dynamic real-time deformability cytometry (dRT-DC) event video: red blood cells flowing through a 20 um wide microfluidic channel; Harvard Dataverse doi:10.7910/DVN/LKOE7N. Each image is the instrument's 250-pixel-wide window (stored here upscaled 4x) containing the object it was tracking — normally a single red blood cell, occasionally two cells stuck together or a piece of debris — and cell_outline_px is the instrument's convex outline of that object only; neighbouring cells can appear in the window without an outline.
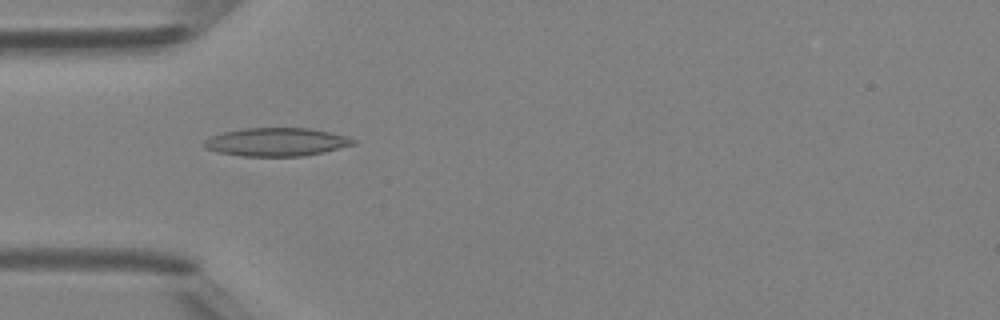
{"species": "Egyptian fruit bat (a non-hibernating species)", "species_latin": "Rousettus aegyptiacus", "temperature_condition": "room temperature", "stored_images_in_passage": 40, "camera_frame_rate_fps": 3000, "um_per_image_px": 0.085, "animal": {"sex": "female"}, "frame": {"image": 1, "passage_image": 7, "time_ms": 2.0, "image_size_px": [1000, 320], "cell_outline_px": [[356, 144], [324, 152], [304, 156], [244, 156], [216, 152], [204, 148], [204, 140], [212, 136], [224, 132], [244, 128], [312, 128], [348, 136], [356, 140]], "centroid_in_image_um": [23.53, 12.07], "position_along_channel_um": 61.5, "area_um2": 24.68}}
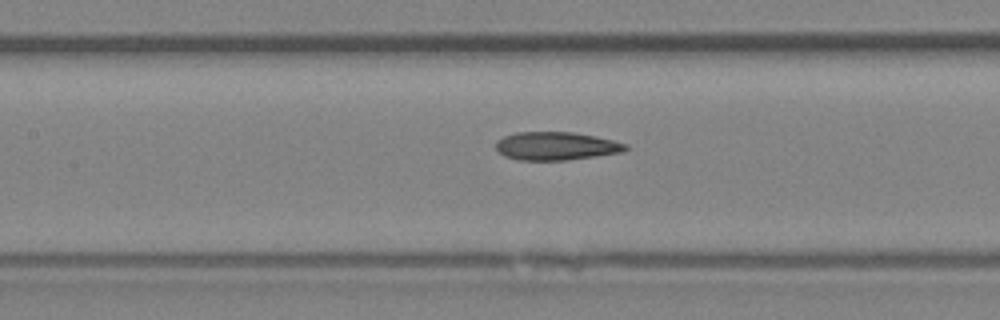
{"frame": {"image": 2, "passage_image": 14, "time_ms": 4.333, "image_size_px": [1000, 320], "cell_outline_px": [[628, 148], [624, 152], [568, 160], [516, 160], [504, 156], [496, 148], [496, 140], [504, 136], [516, 132], [572, 132], [596, 136], [628, 144]], "centroid_in_image_um": [47.27, 12.41], "position_along_channel_um": 160.1, "area_um2": 21.44}}
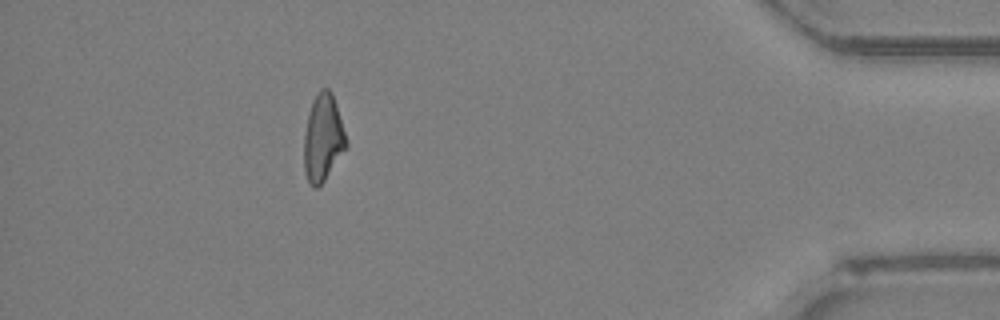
{"frame": {"image": 3, "passage_image": 35, "time_ms": 11.333, "image_size_px": [1000, 320], "cell_outline_px": [[348, 148], [324, 180], [316, 188], [308, 180], [304, 172], [304, 132], [308, 112], [312, 100], [320, 88], [328, 88], [332, 92], [348, 140]], "centroid_in_image_um": [27.47, 11.69], "position_along_channel_um": 407.7, "area_um2": 21.68}, "authors_computed_cell_mechanics": {"area_um2": 21.5305, "velocity_mm_per_s": 4.3184, "shape_relaxation_time_tau1_ms": null, "shape_relaxation_time_tau2_ms": 3.3406, "deformation_change_tau1": null, "deformation_change_tau2": 0.1225}}